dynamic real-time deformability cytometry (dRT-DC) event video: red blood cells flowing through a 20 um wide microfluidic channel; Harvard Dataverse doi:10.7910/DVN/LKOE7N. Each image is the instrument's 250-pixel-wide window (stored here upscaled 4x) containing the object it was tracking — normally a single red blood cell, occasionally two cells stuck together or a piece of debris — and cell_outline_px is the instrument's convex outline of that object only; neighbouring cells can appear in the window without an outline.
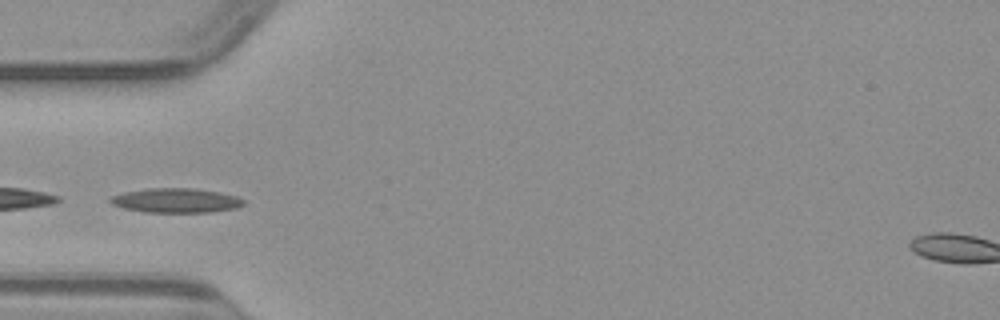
{"species": "common noctule bat (a hibernating species)", "species_latin": "Nyctalus noctula", "temperature_condition": "warm", "stored_images_in_passage": 24, "camera_frame_rate_fps": 3000, "um_per_image_px": 0.085, "animal": {"sex": "male", "body_mass_g": 23.1, "forearm_length_mm": 52.7}, "frame": {"image": 1, "passage_image": 1, "time_ms": 0.0, "image_size_px": [1000, 320], "cell_outline_px": [[244, 204], [236, 208], [212, 212], [144, 212], [124, 208], [112, 204], [108, 200], [108, 196], [124, 192], [148, 188], [192, 188], [220, 192], [236, 196], [244, 200]], "centroid_in_image_um": [14.92, 17.04], "position_along_channel_um": 70.1, "area_um2": 19.07}}
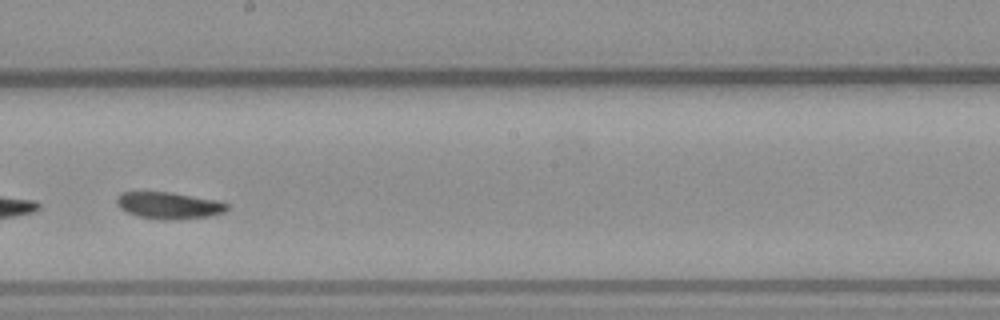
{"frame": {"image": 2, "passage_image": 13, "time_ms": 4.0, "image_size_px": [1000, 320], "cell_outline_px": [[228, 208], [224, 212], [208, 216], [164, 220], [140, 216], [128, 212], [120, 208], [116, 204], [116, 196], [120, 192], [172, 192], [216, 200], [228, 204]], "centroid_in_image_um": [14.32, 17.44], "position_along_channel_um": 233.9, "area_um2": 16.99}}
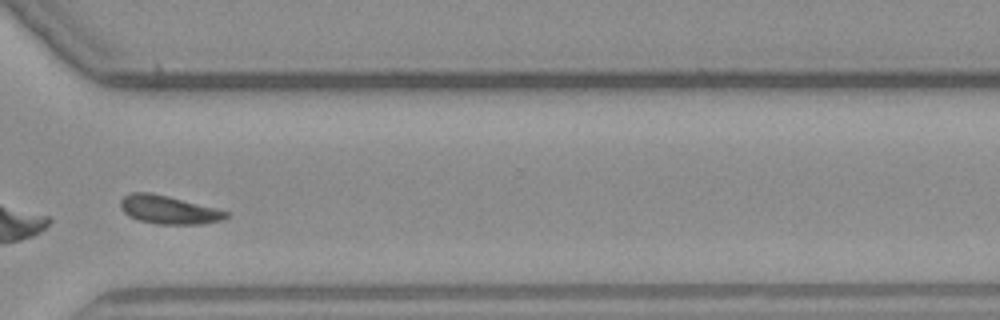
{"frame": {"image": 3, "passage_image": 22, "time_ms": 7.0, "image_size_px": [1000, 320], "cell_outline_px": [[228, 216], [224, 220], [200, 224], [156, 224], [140, 220], [128, 216], [120, 208], [120, 200], [124, 196], [132, 192], [148, 192], [168, 196], [228, 212]], "centroid_in_image_um": [14.29, 17.83], "position_along_channel_um": 356.3, "area_um2": 17.22}}